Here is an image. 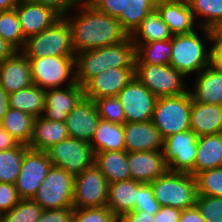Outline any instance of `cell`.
Masks as SVG:
<instances>
[{
  "instance_id": "9c48e42d",
  "label": "cell",
  "mask_w": 222,
  "mask_h": 222,
  "mask_svg": "<svg viewBox=\"0 0 222 222\" xmlns=\"http://www.w3.org/2000/svg\"><path fill=\"white\" fill-rule=\"evenodd\" d=\"M52 166L73 176L81 174L94 164L95 153L89 142L69 137L47 150Z\"/></svg>"
},
{
  "instance_id": "b9f144b4",
  "label": "cell",
  "mask_w": 222,
  "mask_h": 222,
  "mask_svg": "<svg viewBox=\"0 0 222 222\" xmlns=\"http://www.w3.org/2000/svg\"><path fill=\"white\" fill-rule=\"evenodd\" d=\"M72 222H119V219L104 206L75 209Z\"/></svg>"
},
{
  "instance_id": "60d3db41",
  "label": "cell",
  "mask_w": 222,
  "mask_h": 222,
  "mask_svg": "<svg viewBox=\"0 0 222 222\" xmlns=\"http://www.w3.org/2000/svg\"><path fill=\"white\" fill-rule=\"evenodd\" d=\"M195 206L206 222H222V197L197 195Z\"/></svg>"
},
{
  "instance_id": "603a6c76",
  "label": "cell",
  "mask_w": 222,
  "mask_h": 222,
  "mask_svg": "<svg viewBox=\"0 0 222 222\" xmlns=\"http://www.w3.org/2000/svg\"><path fill=\"white\" fill-rule=\"evenodd\" d=\"M190 130L198 137L222 133V105L198 103L191 96Z\"/></svg>"
},
{
  "instance_id": "ac0fdd59",
  "label": "cell",
  "mask_w": 222,
  "mask_h": 222,
  "mask_svg": "<svg viewBox=\"0 0 222 222\" xmlns=\"http://www.w3.org/2000/svg\"><path fill=\"white\" fill-rule=\"evenodd\" d=\"M100 119L95 101L83 97L69 113L65 124L71 138L90 143Z\"/></svg>"
},
{
  "instance_id": "44dd1931",
  "label": "cell",
  "mask_w": 222,
  "mask_h": 222,
  "mask_svg": "<svg viewBox=\"0 0 222 222\" xmlns=\"http://www.w3.org/2000/svg\"><path fill=\"white\" fill-rule=\"evenodd\" d=\"M155 10L173 35L194 32V14L187 0H157Z\"/></svg>"
},
{
  "instance_id": "d590c367",
  "label": "cell",
  "mask_w": 222,
  "mask_h": 222,
  "mask_svg": "<svg viewBox=\"0 0 222 222\" xmlns=\"http://www.w3.org/2000/svg\"><path fill=\"white\" fill-rule=\"evenodd\" d=\"M187 2L194 17L204 18L201 28L217 29L222 24V0H187Z\"/></svg>"
},
{
  "instance_id": "6da1fadb",
  "label": "cell",
  "mask_w": 222,
  "mask_h": 222,
  "mask_svg": "<svg viewBox=\"0 0 222 222\" xmlns=\"http://www.w3.org/2000/svg\"><path fill=\"white\" fill-rule=\"evenodd\" d=\"M73 17L65 16L72 30L76 54L114 45L129 37L117 18L98 11L89 3L79 7Z\"/></svg>"
},
{
  "instance_id": "4316f807",
  "label": "cell",
  "mask_w": 222,
  "mask_h": 222,
  "mask_svg": "<svg viewBox=\"0 0 222 222\" xmlns=\"http://www.w3.org/2000/svg\"><path fill=\"white\" fill-rule=\"evenodd\" d=\"M127 161L126 150H113L95 153L94 163L110 184L131 179Z\"/></svg>"
},
{
  "instance_id": "f35d334b",
  "label": "cell",
  "mask_w": 222,
  "mask_h": 222,
  "mask_svg": "<svg viewBox=\"0 0 222 222\" xmlns=\"http://www.w3.org/2000/svg\"><path fill=\"white\" fill-rule=\"evenodd\" d=\"M195 178L197 195L222 197V167L200 171Z\"/></svg>"
},
{
  "instance_id": "4dcf8cb0",
  "label": "cell",
  "mask_w": 222,
  "mask_h": 222,
  "mask_svg": "<svg viewBox=\"0 0 222 222\" xmlns=\"http://www.w3.org/2000/svg\"><path fill=\"white\" fill-rule=\"evenodd\" d=\"M172 36L168 26L163 22L158 12L154 10L142 20L130 38L133 44H146L153 41L169 40L172 39Z\"/></svg>"
},
{
  "instance_id": "ab89813d",
  "label": "cell",
  "mask_w": 222,
  "mask_h": 222,
  "mask_svg": "<svg viewBox=\"0 0 222 222\" xmlns=\"http://www.w3.org/2000/svg\"><path fill=\"white\" fill-rule=\"evenodd\" d=\"M95 104L101 119L121 125L126 122L124 110L117 96L98 98Z\"/></svg>"
},
{
  "instance_id": "836d02e7",
  "label": "cell",
  "mask_w": 222,
  "mask_h": 222,
  "mask_svg": "<svg viewBox=\"0 0 222 222\" xmlns=\"http://www.w3.org/2000/svg\"><path fill=\"white\" fill-rule=\"evenodd\" d=\"M156 1L125 0V13H122L118 20L129 36L135 31L142 20L155 10Z\"/></svg>"
},
{
  "instance_id": "8fae6325",
  "label": "cell",
  "mask_w": 222,
  "mask_h": 222,
  "mask_svg": "<svg viewBox=\"0 0 222 222\" xmlns=\"http://www.w3.org/2000/svg\"><path fill=\"white\" fill-rule=\"evenodd\" d=\"M34 85L46 90L59 88L70 77L76 76L75 56L28 58ZM72 73V74H71Z\"/></svg>"
},
{
  "instance_id": "bcb514c9",
  "label": "cell",
  "mask_w": 222,
  "mask_h": 222,
  "mask_svg": "<svg viewBox=\"0 0 222 222\" xmlns=\"http://www.w3.org/2000/svg\"><path fill=\"white\" fill-rule=\"evenodd\" d=\"M89 4L113 18L118 19L125 13V0H89Z\"/></svg>"
},
{
  "instance_id": "4fadbf2b",
  "label": "cell",
  "mask_w": 222,
  "mask_h": 222,
  "mask_svg": "<svg viewBox=\"0 0 222 222\" xmlns=\"http://www.w3.org/2000/svg\"><path fill=\"white\" fill-rule=\"evenodd\" d=\"M52 163L47 151L28 149L23 157L15 188L20 199H32L45 179Z\"/></svg>"
},
{
  "instance_id": "816d5d0a",
  "label": "cell",
  "mask_w": 222,
  "mask_h": 222,
  "mask_svg": "<svg viewBox=\"0 0 222 222\" xmlns=\"http://www.w3.org/2000/svg\"><path fill=\"white\" fill-rule=\"evenodd\" d=\"M179 222H206L196 206L182 210Z\"/></svg>"
},
{
  "instance_id": "7c38bea8",
  "label": "cell",
  "mask_w": 222,
  "mask_h": 222,
  "mask_svg": "<svg viewBox=\"0 0 222 222\" xmlns=\"http://www.w3.org/2000/svg\"><path fill=\"white\" fill-rule=\"evenodd\" d=\"M108 182L95 163L75 176L72 207L74 209L107 205Z\"/></svg>"
},
{
  "instance_id": "7402d4cb",
  "label": "cell",
  "mask_w": 222,
  "mask_h": 222,
  "mask_svg": "<svg viewBox=\"0 0 222 222\" xmlns=\"http://www.w3.org/2000/svg\"><path fill=\"white\" fill-rule=\"evenodd\" d=\"M32 84L30 62L21 51L0 64V85L8 94Z\"/></svg>"
},
{
  "instance_id": "c3c4849f",
  "label": "cell",
  "mask_w": 222,
  "mask_h": 222,
  "mask_svg": "<svg viewBox=\"0 0 222 222\" xmlns=\"http://www.w3.org/2000/svg\"><path fill=\"white\" fill-rule=\"evenodd\" d=\"M34 1L53 9L61 17H65L67 14H69L67 12H70V10L73 7L76 6L79 8V5L81 7L89 3V0H34Z\"/></svg>"
},
{
  "instance_id": "7dc6e473",
  "label": "cell",
  "mask_w": 222,
  "mask_h": 222,
  "mask_svg": "<svg viewBox=\"0 0 222 222\" xmlns=\"http://www.w3.org/2000/svg\"><path fill=\"white\" fill-rule=\"evenodd\" d=\"M74 211L72 206L43 210L37 222H72Z\"/></svg>"
},
{
  "instance_id": "8d00e7d4",
  "label": "cell",
  "mask_w": 222,
  "mask_h": 222,
  "mask_svg": "<svg viewBox=\"0 0 222 222\" xmlns=\"http://www.w3.org/2000/svg\"><path fill=\"white\" fill-rule=\"evenodd\" d=\"M0 37L12 45L17 51L23 49L26 39L16 9L0 11Z\"/></svg>"
},
{
  "instance_id": "d4e9b609",
  "label": "cell",
  "mask_w": 222,
  "mask_h": 222,
  "mask_svg": "<svg viewBox=\"0 0 222 222\" xmlns=\"http://www.w3.org/2000/svg\"><path fill=\"white\" fill-rule=\"evenodd\" d=\"M142 184L133 179L108 184L106 206L118 219L128 212L134 211L137 189Z\"/></svg>"
},
{
  "instance_id": "8992f818",
  "label": "cell",
  "mask_w": 222,
  "mask_h": 222,
  "mask_svg": "<svg viewBox=\"0 0 222 222\" xmlns=\"http://www.w3.org/2000/svg\"><path fill=\"white\" fill-rule=\"evenodd\" d=\"M172 54L169 65L185 76L200 72L211 65V49L206 51L196 32L176 34L171 39Z\"/></svg>"
},
{
  "instance_id": "2e32d148",
  "label": "cell",
  "mask_w": 222,
  "mask_h": 222,
  "mask_svg": "<svg viewBox=\"0 0 222 222\" xmlns=\"http://www.w3.org/2000/svg\"><path fill=\"white\" fill-rule=\"evenodd\" d=\"M135 78V68H110L91 78L84 86V97L95 101L102 97L118 96Z\"/></svg>"
},
{
  "instance_id": "52a82bcc",
  "label": "cell",
  "mask_w": 222,
  "mask_h": 222,
  "mask_svg": "<svg viewBox=\"0 0 222 222\" xmlns=\"http://www.w3.org/2000/svg\"><path fill=\"white\" fill-rule=\"evenodd\" d=\"M135 77L157 98L185 92L184 77L171 65L135 64Z\"/></svg>"
},
{
  "instance_id": "d6a6232c",
  "label": "cell",
  "mask_w": 222,
  "mask_h": 222,
  "mask_svg": "<svg viewBox=\"0 0 222 222\" xmlns=\"http://www.w3.org/2000/svg\"><path fill=\"white\" fill-rule=\"evenodd\" d=\"M134 45L136 46L135 64H169L172 54L171 39Z\"/></svg>"
},
{
  "instance_id": "ffe728a7",
  "label": "cell",
  "mask_w": 222,
  "mask_h": 222,
  "mask_svg": "<svg viewBox=\"0 0 222 222\" xmlns=\"http://www.w3.org/2000/svg\"><path fill=\"white\" fill-rule=\"evenodd\" d=\"M127 165L131 179L151 183L168 171L163 151L128 152Z\"/></svg>"
},
{
  "instance_id": "f6af8a7d",
  "label": "cell",
  "mask_w": 222,
  "mask_h": 222,
  "mask_svg": "<svg viewBox=\"0 0 222 222\" xmlns=\"http://www.w3.org/2000/svg\"><path fill=\"white\" fill-rule=\"evenodd\" d=\"M20 200L15 184L0 182V215L9 212Z\"/></svg>"
},
{
  "instance_id": "7a4b0ae2",
  "label": "cell",
  "mask_w": 222,
  "mask_h": 222,
  "mask_svg": "<svg viewBox=\"0 0 222 222\" xmlns=\"http://www.w3.org/2000/svg\"><path fill=\"white\" fill-rule=\"evenodd\" d=\"M136 46L130 36L123 42L82 51L75 55L76 83L84 86L91 78L110 68H135Z\"/></svg>"
},
{
  "instance_id": "484cf974",
  "label": "cell",
  "mask_w": 222,
  "mask_h": 222,
  "mask_svg": "<svg viewBox=\"0 0 222 222\" xmlns=\"http://www.w3.org/2000/svg\"><path fill=\"white\" fill-rule=\"evenodd\" d=\"M192 99L203 104L222 105V73L211 65L197 73Z\"/></svg>"
},
{
  "instance_id": "3957f363",
  "label": "cell",
  "mask_w": 222,
  "mask_h": 222,
  "mask_svg": "<svg viewBox=\"0 0 222 222\" xmlns=\"http://www.w3.org/2000/svg\"><path fill=\"white\" fill-rule=\"evenodd\" d=\"M21 52L27 58L75 56L72 30L65 17L37 35L28 37Z\"/></svg>"
},
{
  "instance_id": "30bf717a",
  "label": "cell",
  "mask_w": 222,
  "mask_h": 222,
  "mask_svg": "<svg viewBox=\"0 0 222 222\" xmlns=\"http://www.w3.org/2000/svg\"><path fill=\"white\" fill-rule=\"evenodd\" d=\"M197 144L198 136L190 129L165 138L162 151L168 171L194 176Z\"/></svg>"
},
{
  "instance_id": "277c9868",
  "label": "cell",
  "mask_w": 222,
  "mask_h": 222,
  "mask_svg": "<svg viewBox=\"0 0 222 222\" xmlns=\"http://www.w3.org/2000/svg\"><path fill=\"white\" fill-rule=\"evenodd\" d=\"M150 184L160 206L181 210L195 206L197 183L195 176L191 174L167 171Z\"/></svg>"
},
{
  "instance_id": "681fc988",
  "label": "cell",
  "mask_w": 222,
  "mask_h": 222,
  "mask_svg": "<svg viewBox=\"0 0 222 222\" xmlns=\"http://www.w3.org/2000/svg\"><path fill=\"white\" fill-rule=\"evenodd\" d=\"M182 210L175 207L161 206L154 215L153 222H179Z\"/></svg>"
},
{
  "instance_id": "f1b7e54d",
  "label": "cell",
  "mask_w": 222,
  "mask_h": 222,
  "mask_svg": "<svg viewBox=\"0 0 222 222\" xmlns=\"http://www.w3.org/2000/svg\"><path fill=\"white\" fill-rule=\"evenodd\" d=\"M90 145L94 153L125 150L123 125L100 119Z\"/></svg>"
},
{
  "instance_id": "cb8c5ba5",
  "label": "cell",
  "mask_w": 222,
  "mask_h": 222,
  "mask_svg": "<svg viewBox=\"0 0 222 222\" xmlns=\"http://www.w3.org/2000/svg\"><path fill=\"white\" fill-rule=\"evenodd\" d=\"M69 137L65 122L48 120L41 115L34 119L32 135L27 146L33 150L47 151Z\"/></svg>"
},
{
  "instance_id": "d6986e66",
  "label": "cell",
  "mask_w": 222,
  "mask_h": 222,
  "mask_svg": "<svg viewBox=\"0 0 222 222\" xmlns=\"http://www.w3.org/2000/svg\"><path fill=\"white\" fill-rule=\"evenodd\" d=\"M123 129L125 150L127 152L163 150L164 138L154 126L152 120L147 122H125Z\"/></svg>"
},
{
  "instance_id": "db71d44e",
  "label": "cell",
  "mask_w": 222,
  "mask_h": 222,
  "mask_svg": "<svg viewBox=\"0 0 222 222\" xmlns=\"http://www.w3.org/2000/svg\"><path fill=\"white\" fill-rule=\"evenodd\" d=\"M16 52L17 50L12 45L0 37V64L12 57Z\"/></svg>"
},
{
  "instance_id": "e575fe53",
  "label": "cell",
  "mask_w": 222,
  "mask_h": 222,
  "mask_svg": "<svg viewBox=\"0 0 222 222\" xmlns=\"http://www.w3.org/2000/svg\"><path fill=\"white\" fill-rule=\"evenodd\" d=\"M27 145L18 144L13 149L0 151V182L15 184Z\"/></svg>"
},
{
  "instance_id": "6f0895ef",
  "label": "cell",
  "mask_w": 222,
  "mask_h": 222,
  "mask_svg": "<svg viewBox=\"0 0 222 222\" xmlns=\"http://www.w3.org/2000/svg\"><path fill=\"white\" fill-rule=\"evenodd\" d=\"M217 30L222 34V24L217 28Z\"/></svg>"
},
{
  "instance_id": "f5cc1de1",
  "label": "cell",
  "mask_w": 222,
  "mask_h": 222,
  "mask_svg": "<svg viewBox=\"0 0 222 222\" xmlns=\"http://www.w3.org/2000/svg\"><path fill=\"white\" fill-rule=\"evenodd\" d=\"M19 143L0 125V151L13 149Z\"/></svg>"
},
{
  "instance_id": "ba28073f",
  "label": "cell",
  "mask_w": 222,
  "mask_h": 222,
  "mask_svg": "<svg viewBox=\"0 0 222 222\" xmlns=\"http://www.w3.org/2000/svg\"><path fill=\"white\" fill-rule=\"evenodd\" d=\"M75 176L51 166L32 198L43 210L72 206Z\"/></svg>"
},
{
  "instance_id": "74e56055",
  "label": "cell",
  "mask_w": 222,
  "mask_h": 222,
  "mask_svg": "<svg viewBox=\"0 0 222 222\" xmlns=\"http://www.w3.org/2000/svg\"><path fill=\"white\" fill-rule=\"evenodd\" d=\"M42 211L33 199H21L9 212L0 215V222H37Z\"/></svg>"
},
{
  "instance_id": "f907efd6",
  "label": "cell",
  "mask_w": 222,
  "mask_h": 222,
  "mask_svg": "<svg viewBox=\"0 0 222 222\" xmlns=\"http://www.w3.org/2000/svg\"><path fill=\"white\" fill-rule=\"evenodd\" d=\"M154 215L151 213L134 210L124 214L119 222H153Z\"/></svg>"
},
{
  "instance_id": "1f68e13d",
  "label": "cell",
  "mask_w": 222,
  "mask_h": 222,
  "mask_svg": "<svg viewBox=\"0 0 222 222\" xmlns=\"http://www.w3.org/2000/svg\"><path fill=\"white\" fill-rule=\"evenodd\" d=\"M34 119L35 117L28 113L9 108L0 125L19 144L28 145L32 135Z\"/></svg>"
},
{
  "instance_id": "5bb4252c",
  "label": "cell",
  "mask_w": 222,
  "mask_h": 222,
  "mask_svg": "<svg viewBox=\"0 0 222 222\" xmlns=\"http://www.w3.org/2000/svg\"><path fill=\"white\" fill-rule=\"evenodd\" d=\"M122 105L126 122L152 120L157 97L136 77L117 96Z\"/></svg>"
},
{
  "instance_id": "f546056e",
  "label": "cell",
  "mask_w": 222,
  "mask_h": 222,
  "mask_svg": "<svg viewBox=\"0 0 222 222\" xmlns=\"http://www.w3.org/2000/svg\"><path fill=\"white\" fill-rule=\"evenodd\" d=\"M8 100L10 108L20 110L37 118L43 115L45 110L46 94L44 89L32 84L25 89L10 93Z\"/></svg>"
},
{
  "instance_id": "e0dca14e",
  "label": "cell",
  "mask_w": 222,
  "mask_h": 222,
  "mask_svg": "<svg viewBox=\"0 0 222 222\" xmlns=\"http://www.w3.org/2000/svg\"><path fill=\"white\" fill-rule=\"evenodd\" d=\"M15 9L25 39L41 33L61 18L53 9L34 0H20Z\"/></svg>"
},
{
  "instance_id": "11a10c76",
  "label": "cell",
  "mask_w": 222,
  "mask_h": 222,
  "mask_svg": "<svg viewBox=\"0 0 222 222\" xmlns=\"http://www.w3.org/2000/svg\"><path fill=\"white\" fill-rule=\"evenodd\" d=\"M8 97L9 94L0 85V123L4 118V115L7 113L8 109L10 108Z\"/></svg>"
},
{
  "instance_id": "5b68a950",
  "label": "cell",
  "mask_w": 222,
  "mask_h": 222,
  "mask_svg": "<svg viewBox=\"0 0 222 222\" xmlns=\"http://www.w3.org/2000/svg\"><path fill=\"white\" fill-rule=\"evenodd\" d=\"M191 93L158 97L152 122L165 139L171 134L190 129Z\"/></svg>"
},
{
  "instance_id": "9a60e30c",
  "label": "cell",
  "mask_w": 222,
  "mask_h": 222,
  "mask_svg": "<svg viewBox=\"0 0 222 222\" xmlns=\"http://www.w3.org/2000/svg\"><path fill=\"white\" fill-rule=\"evenodd\" d=\"M64 87L45 90V110L42 115L44 118L65 122L71 110L84 97L83 86L76 83L75 77L69 78Z\"/></svg>"
},
{
  "instance_id": "9f6ffc18",
  "label": "cell",
  "mask_w": 222,
  "mask_h": 222,
  "mask_svg": "<svg viewBox=\"0 0 222 222\" xmlns=\"http://www.w3.org/2000/svg\"><path fill=\"white\" fill-rule=\"evenodd\" d=\"M20 0H0V11L15 9Z\"/></svg>"
},
{
  "instance_id": "ee69618b",
  "label": "cell",
  "mask_w": 222,
  "mask_h": 222,
  "mask_svg": "<svg viewBox=\"0 0 222 222\" xmlns=\"http://www.w3.org/2000/svg\"><path fill=\"white\" fill-rule=\"evenodd\" d=\"M209 42H214L211 49V66L222 73V34L217 29L202 28Z\"/></svg>"
},
{
  "instance_id": "7bdbcfd3",
  "label": "cell",
  "mask_w": 222,
  "mask_h": 222,
  "mask_svg": "<svg viewBox=\"0 0 222 222\" xmlns=\"http://www.w3.org/2000/svg\"><path fill=\"white\" fill-rule=\"evenodd\" d=\"M160 204L155 199L153 189L150 183H143L137 189V199L135 200V209L155 215L159 209Z\"/></svg>"
},
{
  "instance_id": "83f0119b",
  "label": "cell",
  "mask_w": 222,
  "mask_h": 222,
  "mask_svg": "<svg viewBox=\"0 0 222 222\" xmlns=\"http://www.w3.org/2000/svg\"><path fill=\"white\" fill-rule=\"evenodd\" d=\"M217 167H222V133L198 137L194 176Z\"/></svg>"
}]
</instances>
